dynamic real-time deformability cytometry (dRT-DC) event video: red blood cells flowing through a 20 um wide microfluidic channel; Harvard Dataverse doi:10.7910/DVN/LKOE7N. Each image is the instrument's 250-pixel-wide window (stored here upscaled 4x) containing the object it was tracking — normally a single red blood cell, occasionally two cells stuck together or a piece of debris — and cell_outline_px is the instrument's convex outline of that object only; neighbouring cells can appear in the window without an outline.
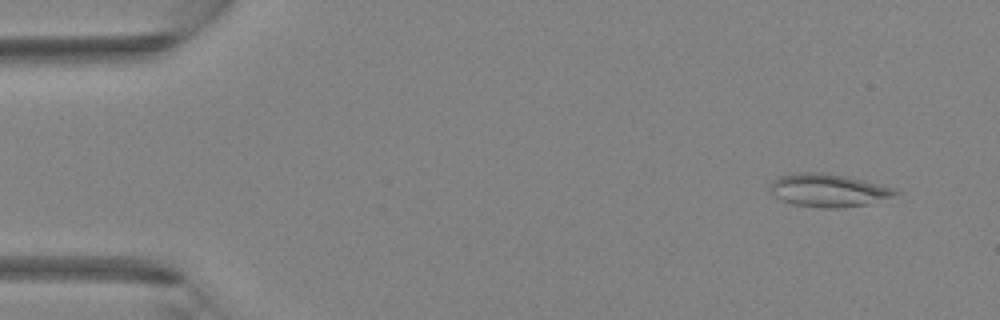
{"species": "Egyptian fruit bat (a non-hibernating species)", "species_latin": "Rousettus aegyptiacus", "temperature_condition": "room temperature", "stored_images_in_passage": 5, "camera_frame_rate_fps": 3000, "um_per_image_px": 0.085, "animal": {"sex": "female"}, "frame": {"image": 1, "passage_image": 1, "time_ms": 0.0, "image_size_px": [1000, 320], "cell_outline_px": [[900, 192], [892, 196], [868, 204], [844, 208], [820, 208], [792, 204], [776, 196], [768, 188], [780, 176], [800, 172], [828, 172], [848, 176], [896, 188]], "centroid_in_image_um": [70.45, 16.17], "position_along_channel_um": 14.5, "area_um2": 24.1}}
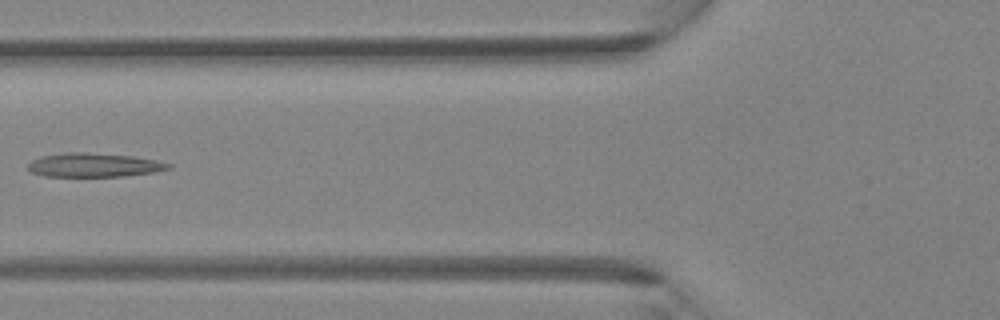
{"frame": {"image": 2, "passage_image": 5, "time_ms": 1.333, "image_size_px": [1000, 320], "cell_outline_px": [[172, 168], [152, 172], [124, 176], [44, 176], [32, 172], [28, 168], [28, 164], [32, 160], [40, 156], [68, 152], [84, 152], [132, 156], [156, 160], [172, 164]], "centroid_in_image_um": [7.98, 14.02], "position_along_channel_um": 117.8, "area_um2": 19.42}}